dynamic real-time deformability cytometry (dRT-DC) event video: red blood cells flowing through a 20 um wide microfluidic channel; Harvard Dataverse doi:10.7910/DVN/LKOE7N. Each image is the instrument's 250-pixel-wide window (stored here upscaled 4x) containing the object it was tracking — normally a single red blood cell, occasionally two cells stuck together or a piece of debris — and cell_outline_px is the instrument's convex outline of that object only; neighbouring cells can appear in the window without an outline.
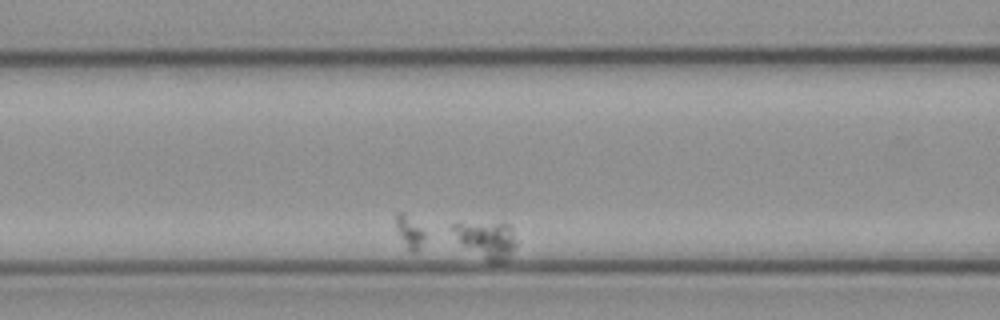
{"species": "common noctule bat (a hibernating species)", "species_latin": "Nyctalus noctula", "temperature_condition": "cold", "stored_images_in_passage": 15, "segment_of_instrument_passage": [2, 2], "camera_frame_rate_fps": 3000, "um_per_image_px": 0.085, "animal": {"sex": "female", "body_mass_g": 21.9}, "frame": {"image": 1, "passage_image": 9, "time_ms": 2.667, "image_size_px": [1000, 320], "cell_outline_px": [[516, 244], [508, 256], [500, 264], [492, 264], [464, 244], [460, 240], [452, 228], [452, 224], [508, 224], [512, 228]], "centroid_in_image_um": [41.44, 20.41], "position_along_channel_um": 125.2, "area_um2": 12.66}}
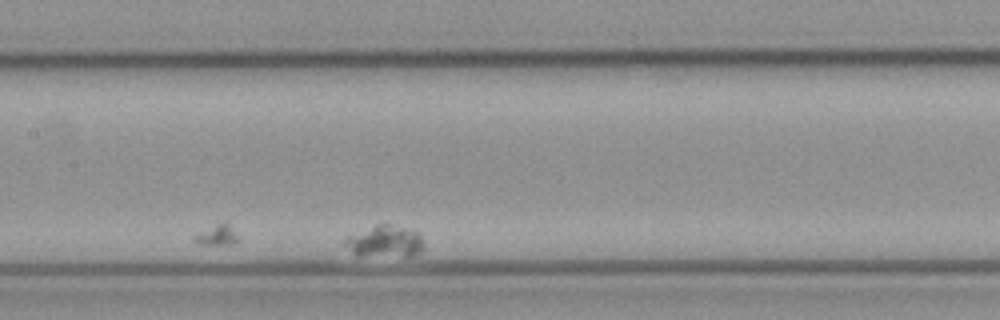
{"frame": {"image": 2, "passage_image": 15, "time_ms": 4.667, "image_size_px": [1000, 320], "cell_outline_px": [[424, 248], [420, 252], [412, 256], [356, 256], [344, 244], [344, 240], [348, 236], [376, 224], [388, 224], [420, 232], [424, 244]], "centroid_in_image_um": [32.74, 20.54], "position_along_channel_um": 174.7, "area_um2": 14.74}}